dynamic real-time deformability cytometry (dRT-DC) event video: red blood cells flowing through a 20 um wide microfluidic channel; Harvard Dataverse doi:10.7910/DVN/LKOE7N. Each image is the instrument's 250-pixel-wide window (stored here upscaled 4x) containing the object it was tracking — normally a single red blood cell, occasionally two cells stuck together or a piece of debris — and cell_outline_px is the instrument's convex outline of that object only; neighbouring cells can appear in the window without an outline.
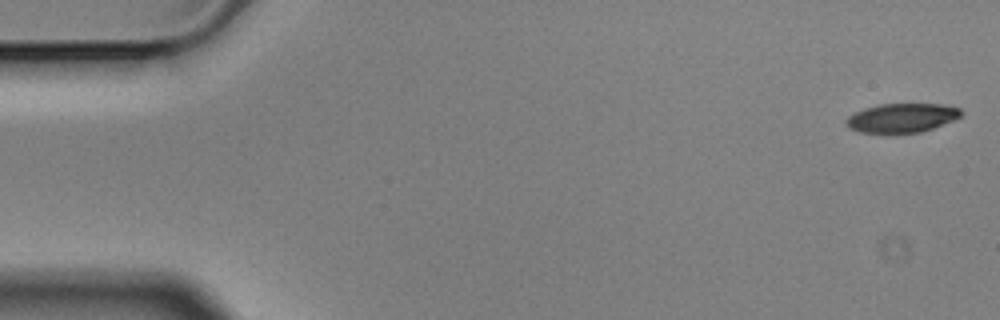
{"species": "Egyptian fruit bat (a non-hibernating species)", "species_latin": "Rousettus aegyptiacus", "temperature_condition": "cold", "stored_images_in_passage": 4, "camera_frame_rate_fps": 3000, "um_per_image_px": 0.085, "animal": {"sex": "male"}, "frame": {"image": 1, "passage_image": 1, "time_ms": 0.0, "image_size_px": [1000, 320], "cell_outline_px": [[964, 112], [960, 116], [952, 120], [932, 128], [920, 132], [892, 136], [860, 132], [848, 128], [844, 124], [844, 120], [848, 116], [864, 108], [880, 104], [944, 104], [960, 108]], "centroid_in_image_um": [76.59, 10.06], "position_along_channel_um": 8.4, "area_um2": 20.17}}